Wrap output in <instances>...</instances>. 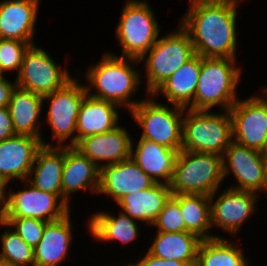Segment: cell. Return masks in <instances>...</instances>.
<instances>
[{"mask_svg":"<svg viewBox=\"0 0 267 266\" xmlns=\"http://www.w3.org/2000/svg\"><path fill=\"white\" fill-rule=\"evenodd\" d=\"M190 1L180 25L188 32L196 54L236 59V16L243 0Z\"/></svg>","mask_w":267,"mask_h":266,"instance_id":"cell-1","label":"cell"},{"mask_svg":"<svg viewBox=\"0 0 267 266\" xmlns=\"http://www.w3.org/2000/svg\"><path fill=\"white\" fill-rule=\"evenodd\" d=\"M17 83L7 80L4 75H0V108L8 107L13 90Z\"/></svg>","mask_w":267,"mask_h":266,"instance_id":"cell-37","label":"cell"},{"mask_svg":"<svg viewBox=\"0 0 267 266\" xmlns=\"http://www.w3.org/2000/svg\"><path fill=\"white\" fill-rule=\"evenodd\" d=\"M100 168L74 146H64L62 201L70 208V196L80 190L98 194Z\"/></svg>","mask_w":267,"mask_h":266,"instance_id":"cell-18","label":"cell"},{"mask_svg":"<svg viewBox=\"0 0 267 266\" xmlns=\"http://www.w3.org/2000/svg\"><path fill=\"white\" fill-rule=\"evenodd\" d=\"M13 121L10 116L8 107L0 108V141L15 136Z\"/></svg>","mask_w":267,"mask_h":266,"instance_id":"cell-36","label":"cell"},{"mask_svg":"<svg viewBox=\"0 0 267 266\" xmlns=\"http://www.w3.org/2000/svg\"><path fill=\"white\" fill-rule=\"evenodd\" d=\"M5 227V231L0 236L2 242L0 259L18 266H34V248L27 245L7 224Z\"/></svg>","mask_w":267,"mask_h":266,"instance_id":"cell-31","label":"cell"},{"mask_svg":"<svg viewBox=\"0 0 267 266\" xmlns=\"http://www.w3.org/2000/svg\"><path fill=\"white\" fill-rule=\"evenodd\" d=\"M0 266H18V265H15L12 262H8V261L0 259Z\"/></svg>","mask_w":267,"mask_h":266,"instance_id":"cell-41","label":"cell"},{"mask_svg":"<svg viewBox=\"0 0 267 266\" xmlns=\"http://www.w3.org/2000/svg\"><path fill=\"white\" fill-rule=\"evenodd\" d=\"M180 204V210L185 223V231L198 235L201 239H212L207 230L211 227L210 196L203 194L172 195Z\"/></svg>","mask_w":267,"mask_h":266,"instance_id":"cell-29","label":"cell"},{"mask_svg":"<svg viewBox=\"0 0 267 266\" xmlns=\"http://www.w3.org/2000/svg\"><path fill=\"white\" fill-rule=\"evenodd\" d=\"M259 154L264 160H267V140L264 142L261 149L259 150Z\"/></svg>","mask_w":267,"mask_h":266,"instance_id":"cell-39","label":"cell"},{"mask_svg":"<svg viewBox=\"0 0 267 266\" xmlns=\"http://www.w3.org/2000/svg\"><path fill=\"white\" fill-rule=\"evenodd\" d=\"M171 195L168 184L156 183L150 188L122 197L117 204L123 214L152 225Z\"/></svg>","mask_w":267,"mask_h":266,"instance_id":"cell-26","label":"cell"},{"mask_svg":"<svg viewBox=\"0 0 267 266\" xmlns=\"http://www.w3.org/2000/svg\"><path fill=\"white\" fill-rule=\"evenodd\" d=\"M179 28L158 39L152 48L140 59L145 63L146 95L153 92L165 82L184 63L196 55L188 32Z\"/></svg>","mask_w":267,"mask_h":266,"instance_id":"cell-6","label":"cell"},{"mask_svg":"<svg viewBox=\"0 0 267 266\" xmlns=\"http://www.w3.org/2000/svg\"><path fill=\"white\" fill-rule=\"evenodd\" d=\"M223 177L222 156L181 150L178 152L172 181V195L217 193Z\"/></svg>","mask_w":267,"mask_h":266,"instance_id":"cell-4","label":"cell"},{"mask_svg":"<svg viewBox=\"0 0 267 266\" xmlns=\"http://www.w3.org/2000/svg\"><path fill=\"white\" fill-rule=\"evenodd\" d=\"M20 182L25 183V189L6 193L7 218H37L51 222L71 212L56 194L37 189L27 180Z\"/></svg>","mask_w":267,"mask_h":266,"instance_id":"cell-12","label":"cell"},{"mask_svg":"<svg viewBox=\"0 0 267 266\" xmlns=\"http://www.w3.org/2000/svg\"><path fill=\"white\" fill-rule=\"evenodd\" d=\"M155 184L130 157L122 162L100 167L98 194H106L117 203L122 197Z\"/></svg>","mask_w":267,"mask_h":266,"instance_id":"cell-15","label":"cell"},{"mask_svg":"<svg viewBox=\"0 0 267 266\" xmlns=\"http://www.w3.org/2000/svg\"><path fill=\"white\" fill-rule=\"evenodd\" d=\"M6 190H7V188L5 187V185L0 180V194H6Z\"/></svg>","mask_w":267,"mask_h":266,"instance_id":"cell-42","label":"cell"},{"mask_svg":"<svg viewBox=\"0 0 267 266\" xmlns=\"http://www.w3.org/2000/svg\"><path fill=\"white\" fill-rule=\"evenodd\" d=\"M40 0H3L0 2V38L34 44Z\"/></svg>","mask_w":267,"mask_h":266,"instance_id":"cell-19","label":"cell"},{"mask_svg":"<svg viewBox=\"0 0 267 266\" xmlns=\"http://www.w3.org/2000/svg\"><path fill=\"white\" fill-rule=\"evenodd\" d=\"M46 223L37 218H7V225L33 248L41 240Z\"/></svg>","mask_w":267,"mask_h":266,"instance_id":"cell-34","label":"cell"},{"mask_svg":"<svg viewBox=\"0 0 267 266\" xmlns=\"http://www.w3.org/2000/svg\"><path fill=\"white\" fill-rule=\"evenodd\" d=\"M177 155L176 150L140 138L136 147L132 142L130 157L156 183L169 185L172 181Z\"/></svg>","mask_w":267,"mask_h":266,"instance_id":"cell-21","label":"cell"},{"mask_svg":"<svg viewBox=\"0 0 267 266\" xmlns=\"http://www.w3.org/2000/svg\"><path fill=\"white\" fill-rule=\"evenodd\" d=\"M118 105L86 95L83 100L76 126V144L83 138L114 130L119 126Z\"/></svg>","mask_w":267,"mask_h":266,"instance_id":"cell-23","label":"cell"},{"mask_svg":"<svg viewBox=\"0 0 267 266\" xmlns=\"http://www.w3.org/2000/svg\"><path fill=\"white\" fill-rule=\"evenodd\" d=\"M140 60L120 57L117 54L105 53L100 61L91 66L85 73L89 85L85 86L87 94L118 105L126 106L129 112L141 101H133L130 98L138 91L141 83L140 71L134 64ZM90 86V87H89ZM94 87L95 92H91ZM90 92V93H89Z\"/></svg>","mask_w":267,"mask_h":266,"instance_id":"cell-2","label":"cell"},{"mask_svg":"<svg viewBox=\"0 0 267 266\" xmlns=\"http://www.w3.org/2000/svg\"><path fill=\"white\" fill-rule=\"evenodd\" d=\"M201 71V56L195 55L175 71L152 94L164 95L171 105L188 108L194 101Z\"/></svg>","mask_w":267,"mask_h":266,"instance_id":"cell-25","label":"cell"},{"mask_svg":"<svg viewBox=\"0 0 267 266\" xmlns=\"http://www.w3.org/2000/svg\"><path fill=\"white\" fill-rule=\"evenodd\" d=\"M223 237L204 239L195 266H250L241 248Z\"/></svg>","mask_w":267,"mask_h":266,"instance_id":"cell-30","label":"cell"},{"mask_svg":"<svg viewBox=\"0 0 267 266\" xmlns=\"http://www.w3.org/2000/svg\"><path fill=\"white\" fill-rule=\"evenodd\" d=\"M132 142L129 132L119 125L112 131L85 137L74 147L100 168L129 159Z\"/></svg>","mask_w":267,"mask_h":266,"instance_id":"cell-17","label":"cell"},{"mask_svg":"<svg viewBox=\"0 0 267 266\" xmlns=\"http://www.w3.org/2000/svg\"><path fill=\"white\" fill-rule=\"evenodd\" d=\"M202 240L198 235L189 231L157 232L147 252L165 260H178L195 266Z\"/></svg>","mask_w":267,"mask_h":266,"instance_id":"cell-27","label":"cell"},{"mask_svg":"<svg viewBox=\"0 0 267 266\" xmlns=\"http://www.w3.org/2000/svg\"><path fill=\"white\" fill-rule=\"evenodd\" d=\"M252 95L228 110L232 119L233 141L259 151L267 140V92Z\"/></svg>","mask_w":267,"mask_h":266,"instance_id":"cell-11","label":"cell"},{"mask_svg":"<svg viewBox=\"0 0 267 266\" xmlns=\"http://www.w3.org/2000/svg\"><path fill=\"white\" fill-rule=\"evenodd\" d=\"M262 191H267V160H264V184Z\"/></svg>","mask_w":267,"mask_h":266,"instance_id":"cell-40","label":"cell"},{"mask_svg":"<svg viewBox=\"0 0 267 266\" xmlns=\"http://www.w3.org/2000/svg\"><path fill=\"white\" fill-rule=\"evenodd\" d=\"M152 226L157 232L176 233L185 231V223L179 202L171 195Z\"/></svg>","mask_w":267,"mask_h":266,"instance_id":"cell-33","label":"cell"},{"mask_svg":"<svg viewBox=\"0 0 267 266\" xmlns=\"http://www.w3.org/2000/svg\"><path fill=\"white\" fill-rule=\"evenodd\" d=\"M223 177L229 172L237 180L236 185L229 188L235 190L262 191L264 184V159L259 151L232 142L222 155Z\"/></svg>","mask_w":267,"mask_h":266,"instance_id":"cell-14","label":"cell"},{"mask_svg":"<svg viewBox=\"0 0 267 266\" xmlns=\"http://www.w3.org/2000/svg\"><path fill=\"white\" fill-rule=\"evenodd\" d=\"M186 110L182 123V150L222 156L233 142L229 111Z\"/></svg>","mask_w":267,"mask_h":266,"instance_id":"cell-5","label":"cell"},{"mask_svg":"<svg viewBox=\"0 0 267 266\" xmlns=\"http://www.w3.org/2000/svg\"><path fill=\"white\" fill-rule=\"evenodd\" d=\"M236 59L205 58L201 56V71L194 101L187 108L195 111H210L220 106L228 111L237 102V84L241 68L235 66Z\"/></svg>","mask_w":267,"mask_h":266,"instance_id":"cell-3","label":"cell"},{"mask_svg":"<svg viewBox=\"0 0 267 266\" xmlns=\"http://www.w3.org/2000/svg\"><path fill=\"white\" fill-rule=\"evenodd\" d=\"M159 25L149 3L128 0L115 31L122 48L120 57L140 60L158 40Z\"/></svg>","mask_w":267,"mask_h":266,"instance_id":"cell-7","label":"cell"},{"mask_svg":"<svg viewBox=\"0 0 267 266\" xmlns=\"http://www.w3.org/2000/svg\"><path fill=\"white\" fill-rule=\"evenodd\" d=\"M129 266H190L186 262H181L178 260L162 259L149 254L148 252L139 260L137 263H133Z\"/></svg>","mask_w":267,"mask_h":266,"instance_id":"cell-35","label":"cell"},{"mask_svg":"<svg viewBox=\"0 0 267 266\" xmlns=\"http://www.w3.org/2000/svg\"><path fill=\"white\" fill-rule=\"evenodd\" d=\"M89 231L98 241H120L121 244H129L139 237V225L137 220L130 218L121 211L116 217L112 214L99 212L93 214L88 220Z\"/></svg>","mask_w":267,"mask_h":266,"instance_id":"cell-28","label":"cell"},{"mask_svg":"<svg viewBox=\"0 0 267 266\" xmlns=\"http://www.w3.org/2000/svg\"><path fill=\"white\" fill-rule=\"evenodd\" d=\"M42 141L30 136L15 135L0 141V180L7 187L14 178L28 179Z\"/></svg>","mask_w":267,"mask_h":266,"instance_id":"cell-16","label":"cell"},{"mask_svg":"<svg viewBox=\"0 0 267 266\" xmlns=\"http://www.w3.org/2000/svg\"><path fill=\"white\" fill-rule=\"evenodd\" d=\"M16 76L18 87L42 97L63 87L73 78L66 68L62 69L44 49L35 44L26 50Z\"/></svg>","mask_w":267,"mask_h":266,"instance_id":"cell-10","label":"cell"},{"mask_svg":"<svg viewBox=\"0 0 267 266\" xmlns=\"http://www.w3.org/2000/svg\"><path fill=\"white\" fill-rule=\"evenodd\" d=\"M30 45L29 42L0 38V75L12 70H17L18 75L24 54Z\"/></svg>","mask_w":267,"mask_h":266,"instance_id":"cell-32","label":"cell"},{"mask_svg":"<svg viewBox=\"0 0 267 266\" xmlns=\"http://www.w3.org/2000/svg\"><path fill=\"white\" fill-rule=\"evenodd\" d=\"M142 99L131 111L134 121L142 128L140 138L154 141L170 149L182 150V123L186 109L157 102L152 95ZM153 99H151V98Z\"/></svg>","mask_w":267,"mask_h":266,"instance_id":"cell-8","label":"cell"},{"mask_svg":"<svg viewBox=\"0 0 267 266\" xmlns=\"http://www.w3.org/2000/svg\"><path fill=\"white\" fill-rule=\"evenodd\" d=\"M215 194L210 196L211 227L218 226L234 237L242 224L256 212L259 194L229 187L217 198Z\"/></svg>","mask_w":267,"mask_h":266,"instance_id":"cell-13","label":"cell"},{"mask_svg":"<svg viewBox=\"0 0 267 266\" xmlns=\"http://www.w3.org/2000/svg\"><path fill=\"white\" fill-rule=\"evenodd\" d=\"M63 165L64 146H42L27 181L37 189L56 194L62 200Z\"/></svg>","mask_w":267,"mask_h":266,"instance_id":"cell-24","label":"cell"},{"mask_svg":"<svg viewBox=\"0 0 267 266\" xmlns=\"http://www.w3.org/2000/svg\"><path fill=\"white\" fill-rule=\"evenodd\" d=\"M7 224L6 194H0V225Z\"/></svg>","mask_w":267,"mask_h":266,"instance_id":"cell-38","label":"cell"},{"mask_svg":"<svg viewBox=\"0 0 267 266\" xmlns=\"http://www.w3.org/2000/svg\"><path fill=\"white\" fill-rule=\"evenodd\" d=\"M43 97L24 90L18 86L13 90L8 110L13 121L16 135L30 136L42 141L43 146H53L47 143L40 134V116L43 109Z\"/></svg>","mask_w":267,"mask_h":266,"instance_id":"cell-20","label":"cell"},{"mask_svg":"<svg viewBox=\"0 0 267 266\" xmlns=\"http://www.w3.org/2000/svg\"><path fill=\"white\" fill-rule=\"evenodd\" d=\"M70 214L46 223L42 238L34 248V266H59L66 259L73 237Z\"/></svg>","mask_w":267,"mask_h":266,"instance_id":"cell-22","label":"cell"},{"mask_svg":"<svg viewBox=\"0 0 267 266\" xmlns=\"http://www.w3.org/2000/svg\"><path fill=\"white\" fill-rule=\"evenodd\" d=\"M87 93L85 86L74 77L63 87L43 97V101L50 100L46 122L51 127L53 140L58 142L57 146L76 145L77 118ZM67 139L70 141L65 144Z\"/></svg>","mask_w":267,"mask_h":266,"instance_id":"cell-9","label":"cell"}]
</instances>
